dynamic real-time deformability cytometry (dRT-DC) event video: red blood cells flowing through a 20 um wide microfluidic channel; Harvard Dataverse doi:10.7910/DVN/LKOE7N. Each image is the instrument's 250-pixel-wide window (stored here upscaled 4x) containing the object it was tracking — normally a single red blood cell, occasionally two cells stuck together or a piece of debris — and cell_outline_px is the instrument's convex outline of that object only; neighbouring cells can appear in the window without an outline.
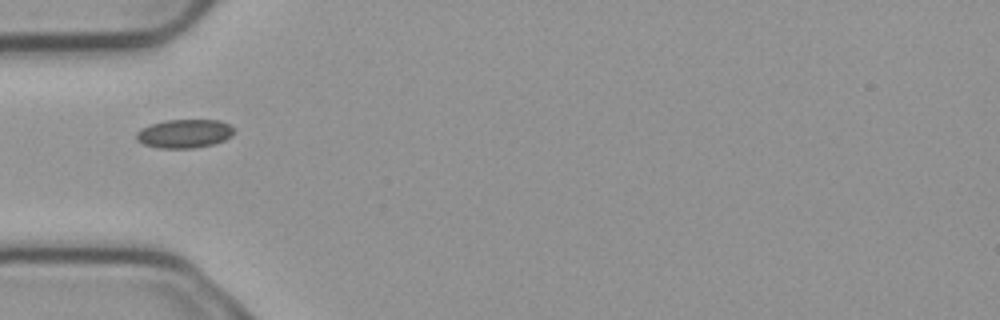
{"species": "common noctule bat (a hibernating species)", "species_latin": "Nyctalus noctula", "temperature_condition": "cold", "stored_images_in_passage": 4, "camera_frame_rate_fps": 3000, "um_per_image_px": 0.085, "animal": {"sex": "male", "body_mass_g": 23.1, "forearm_length_mm": 52.7}, "frame": {"image": 1, "passage_image": 2, "time_ms": 0.333, "image_size_px": [1000, 320], "cell_outline_px": [[236, 132], [232, 136], [224, 140], [212, 144], [192, 148], [160, 148], [144, 144], [136, 140], [136, 132], [140, 128], [164, 120], [220, 120], [236, 128]], "centroid_in_image_um": [15.69, 11.35], "position_along_channel_um": 69.3, "area_um2": 16.42}}
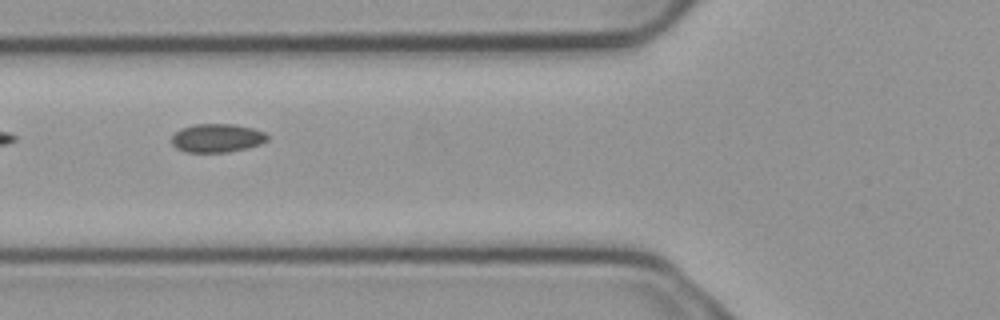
{"frame": {"image": 2, "passage_image": 3, "time_ms": 0.667, "image_size_px": [1000, 320], "cell_outline_px": [[268, 140], [260, 144], [244, 148], [224, 152], [188, 152], [176, 148], [172, 144], [172, 136], [180, 128], [192, 124], [236, 124], [252, 128], [264, 132], [268, 136]], "centroid_in_image_um": [18.43, 11.72], "position_along_channel_um": 107.4, "area_um2": 15.84}}
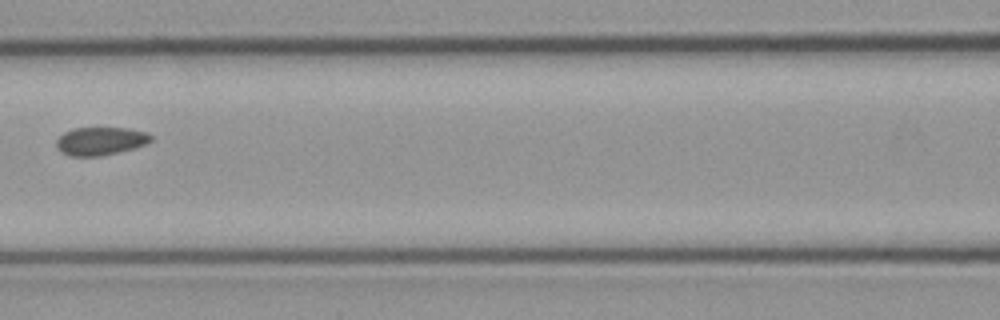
{"frame": {"image": 3, "passage_image": 4, "time_ms": 1.0, "image_size_px": [1000, 320], "cell_outline_px": [[152, 140], [144, 144], [132, 148], [100, 156], [68, 156], [56, 148], [56, 140], [64, 132], [72, 128], [124, 128], [148, 132], [152, 136]], "centroid_in_image_um": [8.5, 11.98], "position_along_channel_um": 158.1, "area_um2": 15.37}}